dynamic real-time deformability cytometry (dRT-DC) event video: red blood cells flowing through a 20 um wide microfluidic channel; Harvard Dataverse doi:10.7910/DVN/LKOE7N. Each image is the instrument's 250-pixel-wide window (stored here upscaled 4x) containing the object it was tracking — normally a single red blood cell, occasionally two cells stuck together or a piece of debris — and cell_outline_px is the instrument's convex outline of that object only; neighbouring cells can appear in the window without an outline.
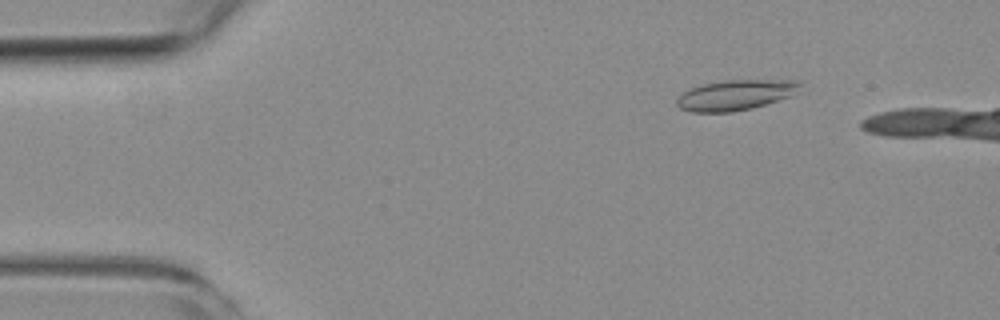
{"species": "common noctule bat (a hibernating species)", "species_latin": "Nyctalus noctula", "temperature_condition": "room temperature", "stored_images_in_passage": 5, "camera_frame_rate_fps": 3000, "um_per_image_px": 0.085, "animal": {"sex": "female", "body_mass_g": 19.3, "forearm_length_mm": 54.1}, "frame": {"image": 1, "passage_image": 3, "time_ms": 2.333, "image_size_px": [1000, 320], "cell_outline_px": [[800, 84], [788, 96], [752, 108], [732, 112], [692, 112], [680, 108], [676, 104], [676, 100], [688, 88], [704, 84], [724, 80], [800, 80]], "centroid_in_image_um": [62.43, 8.07], "position_along_channel_um": 22.6, "area_um2": 21.33}}